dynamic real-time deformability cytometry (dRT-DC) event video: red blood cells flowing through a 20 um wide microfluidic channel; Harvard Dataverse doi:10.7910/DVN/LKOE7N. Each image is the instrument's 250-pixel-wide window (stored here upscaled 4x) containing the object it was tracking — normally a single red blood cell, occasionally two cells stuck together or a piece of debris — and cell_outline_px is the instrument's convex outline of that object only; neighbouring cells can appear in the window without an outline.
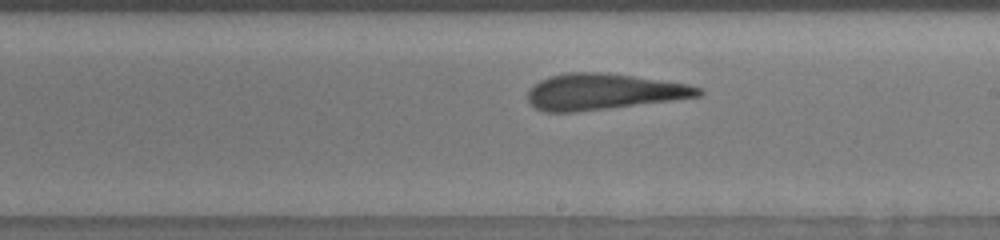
{"species": "human", "species_latin": "Homo sapiens", "temperature_condition": "room temperature", "stored_images_in_passage": 28, "camera_frame_rate_fps": 3000, "um_per_image_px": 0.085, "donor": {"sex": "male"}, "frame": {"image": 1, "passage_image": 17, "time_ms": 5.667, "image_size_px": [1000, 240], "cell_outline_px": [[704, 92], [700, 96], [672, 100], [576, 112], [544, 112], [536, 108], [528, 100], [528, 92], [532, 84], [540, 80], [552, 76], [568, 72], [600, 72], [632, 76], [688, 84], [704, 88]], "centroid_in_image_um": [51.29, 7.79], "position_along_channel_um": 237.7, "area_um2": 35.66}}
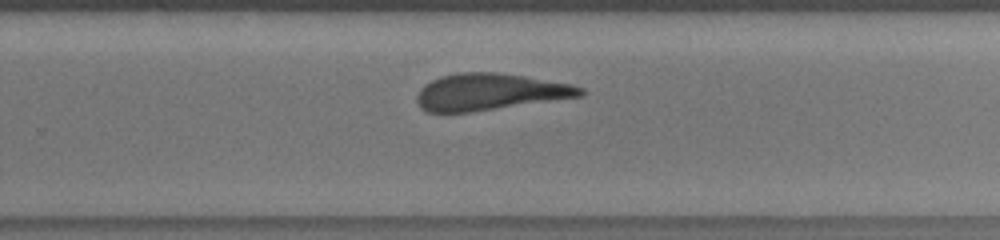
{"frame": {"image": 2, "passage_image": 20, "time_ms": 7.0, "image_size_px": [1000, 240], "cell_outline_px": [[584, 96], [468, 112], [428, 112], [420, 108], [416, 100], [416, 96], [420, 88], [424, 84], [440, 76], [460, 72], [496, 72], [524, 76], [572, 84], [584, 88]], "centroid_in_image_um": [41.62, 7.8], "position_along_channel_um": 288.2, "area_um2": 34.91}}
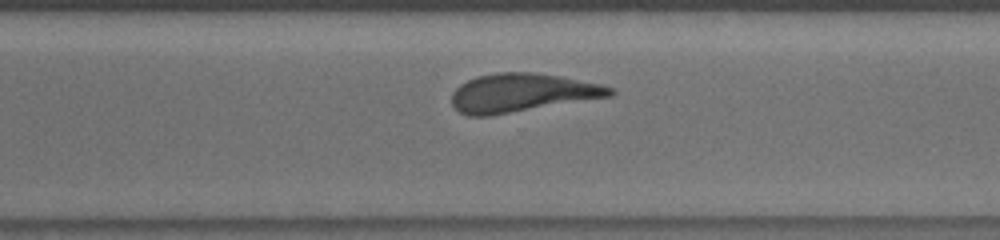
{"frame": {"image": 3, "passage_image": 23, "time_ms": 8.0, "image_size_px": [1000, 240], "cell_outline_px": [[616, 92], [612, 96], [492, 116], [468, 116], [460, 112], [452, 104], [452, 92], [460, 84], [476, 76], [496, 72], [532, 72], [560, 76], [604, 84], [616, 88]], "centroid_in_image_um": [44.4, 7.89], "position_along_channel_um": 326.2, "area_um2": 35.95}, "authors_computed_cell_mechanics": {"area_um2": 36.5585, "velocity_mm_per_s": 3.797, "shape_relaxation_time_tau1_ms": null, "shape_relaxation_time_tau2_ms": 1.0142, "deformation_change_tau1": null, "deformation_change_tau2": 0.0899}}